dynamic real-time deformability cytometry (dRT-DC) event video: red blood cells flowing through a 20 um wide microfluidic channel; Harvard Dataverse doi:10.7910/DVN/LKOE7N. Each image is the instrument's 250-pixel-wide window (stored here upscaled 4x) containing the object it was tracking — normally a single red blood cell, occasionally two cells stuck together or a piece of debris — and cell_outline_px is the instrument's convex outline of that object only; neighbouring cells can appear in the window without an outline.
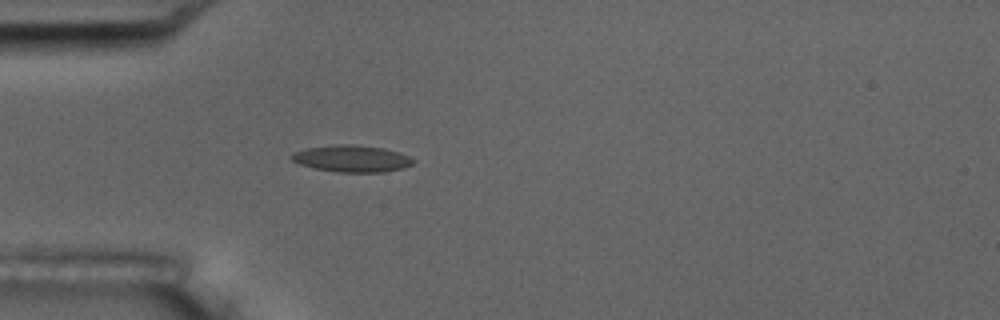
{"species": "common noctule bat (a hibernating species)", "species_latin": "Nyctalus noctula", "temperature_condition": "room temperature", "stored_images_in_passage": 1, "camera_frame_rate_fps": 3000, "um_per_image_px": 0.085, "animal": {"sex": "male", "body_mass_g": 17.5, "forearm_length_mm": 52.3}, "frame": {"image": 1, "passage_image": 1, "time_ms": 0.0, "image_size_px": [1000, 320], "cell_outline_px": [[416, 160], [412, 164], [404, 168], [384, 172], [336, 172], [312, 168], [300, 164], [292, 160], [288, 156], [292, 152], [308, 148], [340, 144], [348, 144], [384, 148], [408, 156]], "centroid_in_image_um": [29.87, 13.49], "position_along_channel_um": 55.1, "area_um2": 18.96}}